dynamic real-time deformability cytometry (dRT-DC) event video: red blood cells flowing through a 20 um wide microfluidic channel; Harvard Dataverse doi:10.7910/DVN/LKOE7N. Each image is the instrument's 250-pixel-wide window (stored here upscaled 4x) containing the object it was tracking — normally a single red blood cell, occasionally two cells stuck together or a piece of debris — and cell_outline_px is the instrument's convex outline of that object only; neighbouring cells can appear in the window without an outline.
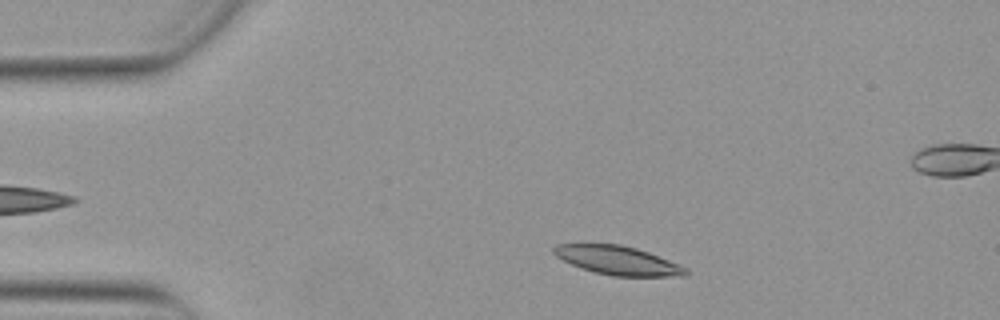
{"species": "Egyptian fruit bat (a non-hibernating species)", "species_latin": "Rousettus aegyptiacus", "temperature_condition": "warm", "stored_images_in_passage": 40, "camera_frame_rate_fps": 3000, "um_per_image_px": 0.085, "animal": {"sex": "female"}, "frame": {"image": 1, "passage_image": 5, "time_ms": 1.333, "image_size_px": [1000, 320], "cell_outline_px": [[692, 272], [684, 276], [612, 276], [580, 268], [556, 256], [552, 252], [552, 248], [556, 244], [584, 240], [620, 244], [636, 248], [648, 252], [688, 268]], "centroid_in_image_um": [52.42, 22.07], "position_along_channel_um": 32.6, "area_um2": 23.0}}
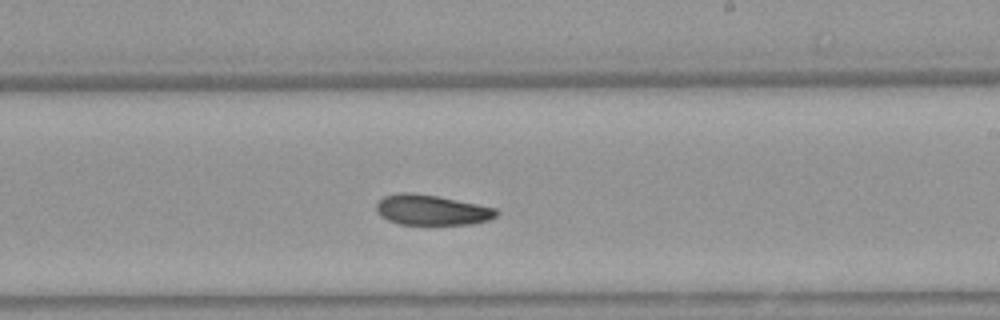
{"frame": {"image": 2, "passage_image": 26, "time_ms": 8.333, "image_size_px": [1000, 320], "cell_outline_px": [[500, 212], [496, 216], [488, 220], [472, 224], [400, 224], [388, 220], [380, 216], [376, 212], [376, 204], [384, 196], [400, 192], [412, 192], [436, 196], [496, 208]], "centroid_in_image_um": [36.67, 17.85], "position_along_channel_um": 252.3, "area_um2": 21.1}}
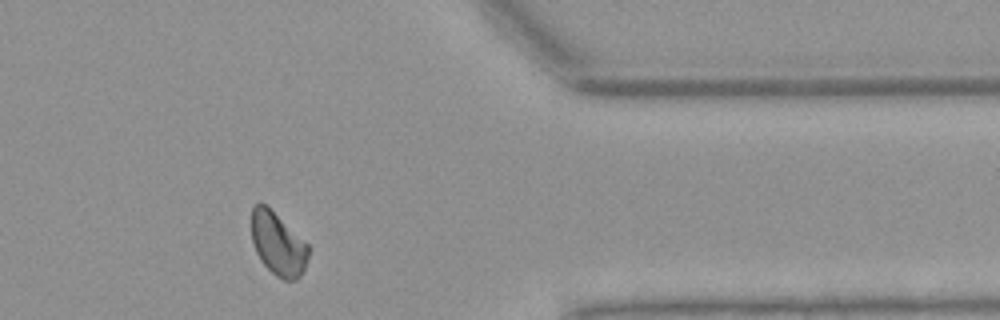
{"frame": {"image": 3, "passage_image": 38, "time_ms": 12.333, "image_size_px": [1000, 320], "cell_outline_px": [[312, 248], [304, 268], [300, 276], [296, 280], [284, 280], [276, 276], [260, 260], [256, 252], [252, 240], [252, 208], [260, 200], [308, 244]], "centroid_in_image_um": [23.64, 20.75], "position_along_channel_um": 387.8, "area_um2": 20.75}, "authors_computed_cell_mechanics": {"area_um2": 22.1374, "velocity_mm_per_s": 3.8591, "shape_relaxation_time_tau1_ms": 10.547, "shape_relaxation_time_tau2_ms": null, "deformation_change_tau1": 0.1891, "deformation_change_tau2": null}}